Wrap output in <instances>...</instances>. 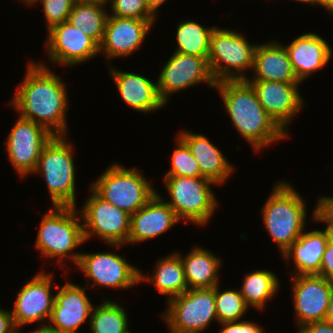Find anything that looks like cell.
<instances>
[{
	"label": "cell",
	"mask_w": 333,
	"mask_h": 333,
	"mask_svg": "<svg viewBox=\"0 0 333 333\" xmlns=\"http://www.w3.org/2000/svg\"><path fill=\"white\" fill-rule=\"evenodd\" d=\"M325 320L333 323V289L329 300L328 310L325 317Z\"/></svg>",
	"instance_id": "cell-44"
},
{
	"label": "cell",
	"mask_w": 333,
	"mask_h": 333,
	"mask_svg": "<svg viewBox=\"0 0 333 333\" xmlns=\"http://www.w3.org/2000/svg\"><path fill=\"white\" fill-rule=\"evenodd\" d=\"M17 118L6 138L5 149L11 165L23 179L34 173L41 151L53 134L29 119Z\"/></svg>",
	"instance_id": "cell-12"
},
{
	"label": "cell",
	"mask_w": 333,
	"mask_h": 333,
	"mask_svg": "<svg viewBox=\"0 0 333 333\" xmlns=\"http://www.w3.org/2000/svg\"><path fill=\"white\" fill-rule=\"evenodd\" d=\"M297 2H301V3H306V4H311L314 6V0H295Z\"/></svg>",
	"instance_id": "cell-46"
},
{
	"label": "cell",
	"mask_w": 333,
	"mask_h": 333,
	"mask_svg": "<svg viewBox=\"0 0 333 333\" xmlns=\"http://www.w3.org/2000/svg\"><path fill=\"white\" fill-rule=\"evenodd\" d=\"M312 212V222L333 223V196H320Z\"/></svg>",
	"instance_id": "cell-36"
},
{
	"label": "cell",
	"mask_w": 333,
	"mask_h": 333,
	"mask_svg": "<svg viewBox=\"0 0 333 333\" xmlns=\"http://www.w3.org/2000/svg\"><path fill=\"white\" fill-rule=\"evenodd\" d=\"M326 225L329 226V227L331 228L332 236H333V223H327Z\"/></svg>",
	"instance_id": "cell-47"
},
{
	"label": "cell",
	"mask_w": 333,
	"mask_h": 333,
	"mask_svg": "<svg viewBox=\"0 0 333 333\" xmlns=\"http://www.w3.org/2000/svg\"><path fill=\"white\" fill-rule=\"evenodd\" d=\"M38 2L43 5L47 31L57 24L68 21L74 5L73 0H30L27 5L31 6Z\"/></svg>",
	"instance_id": "cell-35"
},
{
	"label": "cell",
	"mask_w": 333,
	"mask_h": 333,
	"mask_svg": "<svg viewBox=\"0 0 333 333\" xmlns=\"http://www.w3.org/2000/svg\"><path fill=\"white\" fill-rule=\"evenodd\" d=\"M90 186L101 198L132 215L143 207L157 190L139 169L111 163Z\"/></svg>",
	"instance_id": "cell-6"
},
{
	"label": "cell",
	"mask_w": 333,
	"mask_h": 333,
	"mask_svg": "<svg viewBox=\"0 0 333 333\" xmlns=\"http://www.w3.org/2000/svg\"><path fill=\"white\" fill-rule=\"evenodd\" d=\"M155 21L109 14L100 53L110 61L133 54L142 46Z\"/></svg>",
	"instance_id": "cell-19"
},
{
	"label": "cell",
	"mask_w": 333,
	"mask_h": 333,
	"mask_svg": "<svg viewBox=\"0 0 333 333\" xmlns=\"http://www.w3.org/2000/svg\"><path fill=\"white\" fill-rule=\"evenodd\" d=\"M332 236L329 226L325 230L303 231L300 237L282 254L287 264L294 262L295 275L319 274L322 256ZM293 259V260H291Z\"/></svg>",
	"instance_id": "cell-25"
},
{
	"label": "cell",
	"mask_w": 333,
	"mask_h": 333,
	"mask_svg": "<svg viewBox=\"0 0 333 333\" xmlns=\"http://www.w3.org/2000/svg\"><path fill=\"white\" fill-rule=\"evenodd\" d=\"M153 275H145L140 271V282L153 283L161 295H166L167 301L188 290L184 267L179 252L159 258Z\"/></svg>",
	"instance_id": "cell-27"
},
{
	"label": "cell",
	"mask_w": 333,
	"mask_h": 333,
	"mask_svg": "<svg viewBox=\"0 0 333 333\" xmlns=\"http://www.w3.org/2000/svg\"><path fill=\"white\" fill-rule=\"evenodd\" d=\"M62 333H82L80 331H67V332H62Z\"/></svg>",
	"instance_id": "cell-48"
},
{
	"label": "cell",
	"mask_w": 333,
	"mask_h": 333,
	"mask_svg": "<svg viewBox=\"0 0 333 333\" xmlns=\"http://www.w3.org/2000/svg\"><path fill=\"white\" fill-rule=\"evenodd\" d=\"M165 189L170 195L166 203L183 222L207 225L218 209V200L211 185L216 184L205 177L165 176Z\"/></svg>",
	"instance_id": "cell-8"
},
{
	"label": "cell",
	"mask_w": 333,
	"mask_h": 333,
	"mask_svg": "<svg viewBox=\"0 0 333 333\" xmlns=\"http://www.w3.org/2000/svg\"><path fill=\"white\" fill-rule=\"evenodd\" d=\"M46 37L47 59L53 64L76 67L100 54V46L68 21L50 28Z\"/></svg>",
	"instance_id": "cell-14"
},
{
	"label": "cell",
	"mask_w": 333,
	"mask_h": 333,
	"mask_svg": "<svg viewBox=\"0 0 333 333\" xmlns=\"http://www.w3.org/2000/svg\"><path fill=\"white\" fill-rule=\"evenodd\" d=\"M284 46L301 83L310 78L315 71L323 69L333 55L329 43L314 32L299 35L290 44Z\"/></svg>",
	"instance_id": "cell-22"
},
{
	"label": "cell",
	"mask_w": 333,
	"mask_h": 333,
	"mask_svg": "<svg viewBox=\"0 0 333 333\" xmlns=\"http://www.w3.org/2000/svg\"><path fill=\"white\" fill-rule=\"evenodd\" d=\"M133 265L126 257L115 252H83L76 267L85 273L87 282L92 280V288L98 286L128 290L141 283V270Z\"/></svg>",
	"instance_id": "cell-11"
},
{
	"label": "cell",
	"mask_w": 333,
	"mask_h": 333,
	"mask_svg": "<svg viewBox=\"0 0 333 333\" xmlns=\"http://www.w3.org/2000/svg\"><path fill=\"white\" fill-rule=\"evenodd\" d=\"M215 308L218 323L241 321L250 308L240 290H220V284L215 286Z\"/></svg>",
	"instance_id": "cell-32"
},
{
	"label": "cell",
	"mask_w": 333,
	"mask_h": 333,
	"mask_svg": "<svg viewBox=\"0 0 333 333\" xmlns=\"http://www.w3.org/2000/svg\"><path fill=\"white\" fill-rule=\"evenodd\" d=\"M291 279L296 326L325 320L333 281L318 274L295 275Z\"/></svg>",
	"instance_id": "cell-16"
},
{
	"label": "cell",
	"mask_w": 333,
	"mask_h": 333,
	"mask_svg": "<svg viewBox=\"0 0 333 333\" xmlns=\"http://www.w3.org/2000/svg\"><path fill=\"white\" fill-rule=\"evenodd\" d=\"M74 3L106 2V0H73Z\"/></svg>",
	"instance_id": "cell-45"
},
{
	"label": "cell",
	"mask_w": 333,
	"mask_h": 333,
	"mask_svg": "<svg viewBox=\"0 0 333 333\" xmlns=\"http://www.w3.org/2000/svg\"><path fill=\"white\" fill-rule=\"evenodd\" d=\"M110 4L111 16L155 20L156 15L149 9L146 0H106Z\"/></svg>",
	"instance_id": "cell-34"
},
{
	"label": "cell",
	"mask_w": 333,
	"mask_h": 333,
	"mask_svg": "<svg viewBox=\"0 0 333 333\" xmlns=\"http://www.w3.org/2000/svg\"><path fill=\"white\" fill-rule=\"evenodd\" d=\"M22 327L23 326H21V325H15L13 333H21ZM29 333H51V331L48 329L47 325H43V326L41 325L39 328H36V330L29 332Z\"/></svg>",
	"instance_id": "cell-43"
},
{
	"label": "cell",
	"mask_w": 333,
	"mask_h": 333,
	"mask_svg": "<svg viewBox=\"0 0 333 333\" xmlns=\"http://www.w3.org/2000/svg\"><path fill=\"white\" fill-rule=\"evenodd\" d=\"M215 88L222 97L233 127L253 147L254 152L288 138L264 110L246 80L216 82Z\"/></svg>",
	"instance_id": "cell-2"
},
{
	"label": "cell",
	"mask_w": 333,
	"mask_h": 333,
	"mask_svg": "<svg viewBox=\"0 0 333 333\" xmlns=\"http://www.w3.org/2000/svg\"><path fill=\"white\" fill-rule=\"evenodd\" d=\"M254 89L260 104L276 124L288 135L292 119L304 107L299 85L276 81H247Z\"/></svg>",
	"instance_id": "cell-17"
},
{
	"label": "cell",
	"mask_w": 333,
	"mask_h": 333,
	"mask_svg": "<svg viewBox=\"0 0 333 333\" xmlns=\"http://www.w3.org/2000/svg\"><path fill=\"white\" fill-rule=\"evenodd\" d=\"M296 333H333V323L327 320L310 322L297 329Z\"/></svg>",
	"instance_id": "cell-39"
},
{
	"label": "cell",
	"mask_w": 333,
	"mask_h": 333,
	"mask_svg": "<svg viewBox=\"0 0 333 333\" xmlns=\"http://www.w3.org/2000/svg\"><path fill=\"white\" fill-rule=\"evenodd\" d=\"M222 328L219 333H264L263 327L250 321H232L220 323Z\"/></svg>",
	"instance_id": "cell-37"
},
{
	"label": "cell",
	"mask_w": 333,
	"mask_h": 333,
	"mask_svg": "<svg viewBox=\"0 0 333 333\" xmlns=\"http://www.w3.org/2000/svg\"><path fill=\"white\" fill-rule=\"evenodd\" d=\"M53 135L43 147L33 174L46 180L52 206H76V167L72 142Z\"/></svg>",
	"instance_id": "cell-5"
},
{
	"label": "cell",
	"mask_w": 333,
	"mask_h": 333,
	"mask_svg": "<svg viewBox=\"0 0 333 333\" xmlns=\"http://www.w3.org/2000/svg\"><path fill=\"white\" fill-rule=\"evenodd\" d=\"M89 188L90 196L79 209L85 241L96 236L118 250L122 245L128 244L130 215L105 201L91 187Z\"/></svg>",
	"instance_id": "cell-10"
},
{
	"label": "cell",
	"mask_w": 333,
	"mask_h": 333,
	"mask_svg": "<svg viewBox=\"0 0 333 333\" xmlns=\"http://www.w3.org/2000/svg\"><path fill=\"white\" fill-rule=\"evenodd\" d=\"M174 52L190 54L197 57H209L210 36L216 26L205 27L196 20H185L177 24Z\"/></svg>",
	"instance_id": "cell-30"
},
{
	"label": "cell",
	"mask_w": 333,
	"mask_h": 333,
	"mask_svg": "<svg viewBox=\"0 0 333 333\" xmlns=\"http://www.w3.org/2000/svg\"><path fill=\"white\" fill-rule=\"evenodd\" d=\"M261 208L262 224L283 254L302 234L306 225V203L287 181H277Z\"/></svg>",
	"instance_id": "cell-3"
},
{
	"label": "cell",
	"mask_w": 333,
	"mask_h": 333,
	"mask_svg": "<svg viewBox=\"0 0 333 333\" xmlns=\"http://www.w3.org/2000/svg\"><path fill=\"white\" fill-rule=\"evenodd\" d=\"M164 199L157 192L143 207L130 215L128 244L156 238L181 221Z\"/></svg>",
	"instance_id": "cell-20"
},
{
	"label": "cell",
	"mask_w": 333,
	"mask_h": 333,
	"mask_svg": "<svg viewBox=\"0 0 333 333\" xmlns=\"http://www.w3.org/2000/svg\"><path fill=\"white\" fill-rule=\"evenodd\" d=\"M279 286V279L272 271L256 270L245 274L239 290L248 306L262 311L267 301L277 295Z\"/></svg>",
	"instance_id": "cell-28"
},
{
	"label": "cell",
	"mask_w": 333,
	"mask_h": 333,
	"mask_svg": "<svg viewBox=\"0 0 333 333\" xmlns=\"http://www.w3.org/2000/svg\"><path fill=\"white\" fill-rule=\"evenodd\" d=\"M14 327L11 310L0 308V333H13Z\"/></svg>",
	"instance_id": "cell-40"
},
{
	"label": "cell",
	"mask_w": 333,
	"mask_h": 333,
	"mask_svg": "<svg viewBox=\"0 0 333 333\" xmlns=\"http://www.w3.org/2000/svg\"><path fill=\"white\" fill-rule=\"evenodd\" d=\"M106 2L74 3L68 22L80 27L99 46L103 41L106 22L109 16L105 10Z\"/></svg>",
	"instance_id": "cell-29"
},
{
	"label": "cell",
	"mask_w": 333,
	"mask_h": 333,
	"mask_svg": "<svg viewBox=\"0 0 333 333\" xmlns=\"http://www.w3.org/2000/svg\"><path fill=\"white\" fill-rule=\"evenodd\" d=\"M168 0H146L149 9L156 15L157 10Z\"/></svg>",
	"instance_id": "cell-42"
},
{
	"label": "cell",
	"mask_w": 333,
	"mask_h": 333,
	"mask_svg": "<svg viewBox=\"0 0 333 333\" xmlns=\"http://www.w3.org/2000/svg\"><path fill=\"white\" fill-rule=\"evenodd\" d=\"M28 61L26 75L10 104L20 117L45 127L53 135H67V87L47 64Z\"/></svg>",
	"instance_id": "cell-1"
},
{
	"label": "cell",
	"mask_w": 333,
	"mask_h": 333,
	"mask_svg": "<svg viewBox=\"0 0 333 333\" xmlns=\"http://www.w3.org/2000/svg\"><path fill=\"white\" fill-rule=\"evenodd\" d=\"M316 5L324 7L328 14L333 15V0H314V6Z\"/></svg>",
	"instance_id": "cell-41"
},
{
	"label": "cell",
	"mask_w": 333,
	"mask_h": 333,
	"mask_svg": "<svg viewBox=\"0 0 333 333\" xmlns=\"http://www.w3.org/2000/svg\"><path fill=\"white\" fill-rule=\"evenodd\" d=\"M23 2V4H28L30 0H21Z\"/></svg>",
	"instance_id": "cell-49"
},
{
	"label": "cell",
	"mask_w": 333,
	"mask_h": 333,
	"mask_svg": "<svg viewBox=\"0 0 333 333\" xmlns=\"http://www.w3.org/2000/svg\"><path fill=\"white\" fill-rule=\"evenodd\" d=\"M53 277L52 273L41 271L22 286L11 310L15 325L27 326L36 322L49 324L55 302L51 289Z\"/></svg>",
	"instance_id": "cell-15"
},
{
	"label": "cell",
	"mask_w": 333,
	"mask_h": 333,
	"mask_svg": "<svg viewBox=\"0 0 333 333\" xmlns=\"http://www.w3.org/2000/svg\"><path fill=\"white\" fill-rule=\"evenodd\" d=\"M206 83L215 88L208 63V57H197L190 54L173 52L156 81L160 98L167 105L170 95L187 88Z\"/></svg>",
	"instance_id": "cell-13"
},
{
	"label": "cell",
	"mask_w": 333,
	"mask_h": 333,
	"mask_svg": "<svg viewBox=\"0 0 333 333\" xmlns=\"http://www.w3.org/2000/svg\"><path fill=\"white\" fill-rule=\"evenodd\" d=\"M257 44L236 30L218 28L210 36L209 68L216 82L246 80L252 70Z\"/></svg>",
	"instance_id": "cell-7"
},
{
	"label": "cell",
	"mask_w": 333,
	"mask_h": 333,
	"mask_svg": "<svg viewBox=\"0 0 333 333\" xmlns=\"http://www.w3.org/2000/svg\"><path fill=\"white\" fill-rule=\"evenodd\" d=\"M252 70L253 76L246 81L301 83L293 70L284 44L276 40L257 43Z\"/></svg>",
	"instance_id": "cell-23"
},
{
	"label": "cell",
	"mask_w": 333,
	"mask_h": 333,
	"mask_svg": "<svg viewBox=\"0 0 333 333\" xmlns=\"http://www.w3.org/2000/svg\"><path fill=\"white\" fill-rule=\"evenodd\" d=\"M108 68L120 97L132 109L150 114L166 106L160 98L156 82L134 72L118 70L112 65Z\"/></svg>",
	"instance_id": "cell-21"
},
{
	"label": "cell",
	"mask_w": 333,
	"mask_h": 333,
	"mask_svg": "<svg viewBox=\"0 0 333 333\" xmlns=\"http://www.w3.org/2000/svg\"><path fill=\"white\" fill-rule=\"evenodd\" d=\"M176 149L171 158V168L165 176L202 177L199 164L188 146L176 136Z\"/></svg>",
	"instance_id": "cell-33"
},
{
	"label": "cell",
	"mask_w": 333,
	"mask_h": 333,
	"mask_svg": "<svg viewBox=\"0 0 333 333\" xmlns=\"http://www.w3.org/2000/svg\"><path fill=\"white\" fill-rule=\"evenodd\" d=\"M161 317L170 333H202L217 319L215 287L188 289L167 301Z\"/></svg>",
	"instance_id": "cell-9"
},
{
	"label": "cell",
	"mask_w": 333,
	"mask_h": 333,
	"mask_svg": "<svg viewBox=\"0 0 333 333\" xmlns=\"http://www.w3.org/2000/svg\"><path fill=\"white\" fill-rule=\"evenodd\" d=\"M177 252L183 263L188 289L214 288L220 283V257L198 245L191 248L185 256L180 251Z\"/></svg>",
	"instance_id": "cell-26"
},
{
	"label": "cell",
	"mask_w": 333,
	"mask_h": 333,
	"mask_svg": "<svg viewBox=\"0 0 333 333\" xmlns=\"http://www.w3.org/2000/svg\"><path fill=\"white\" fill-rule=\"evenodd\" d=\"M177 136L197 160L202 177L220 186L233 174L234 166L207 136L185 130H181Z\"/></svg>",
	"instance_id": "cell-24"
},
{
	"label": "cell",
	"mask_w": 333,
	"mask_h": 333,
	"mask_svg": "<svg viewBox=\"0 0 333 333\" xmlns=\"http://www.w3.org/2000/svg\"><path fill=\"white\" fill-rule=\"evenodd\" d=\"M85 242L77 207L52 206L42 217L35 247L43 257L56 258L59 267H64L66 259L78 264L81 252L73 250Z\"/></svg>",
	"instance_id": "cell-4"
},
{
	"label": "cell",
	"mask_w": 333,
	"mask_h": 333,
	"mask_svg": "<svg viewBox=\"0 0 333 333\" xmlns=\"http://www.w3.org/2000/svg\"><path fill=\"white\" fill-rule=\"evenodd\" d=\"M126 313L118 302L105 298L93 307L88 325L91 333H131Z\"/></svg>",
	"instance_id": "cell-31"
},
{
	"label": "cell",
	"mask_w": 333,
	"mask_h": 333,
	"mask_svg": "<svg viewBox=\"0 0 333 333\" xmlns=\"http://www.w3.org/2000/svg\"><path fill=\"white\" fill-rule=\"evenodd\" d=\"M318 275L333 281V236L330 237L326 245Z\"/></svg>",
	"instance_id": "cell-38"
},
{
	"label": "cell",
	"mask_w": 333,
	"mask_h": 333,
	"mask_svg": "<svg viewBox=\"0 0 333 333\" xmlns=\"http://www.w3.org/2000/svg\"><path fill=\"white\" fill-rule=\"evenodd\" d=\"M55 302L52 314L47 324L51 333L78 331V328L90 320L93 310L91 299L86 295V289L79 284L67 281L63 286L55 285Z\"/></svg>",
	"instance_id": "cell-18"
}]
</instances>
